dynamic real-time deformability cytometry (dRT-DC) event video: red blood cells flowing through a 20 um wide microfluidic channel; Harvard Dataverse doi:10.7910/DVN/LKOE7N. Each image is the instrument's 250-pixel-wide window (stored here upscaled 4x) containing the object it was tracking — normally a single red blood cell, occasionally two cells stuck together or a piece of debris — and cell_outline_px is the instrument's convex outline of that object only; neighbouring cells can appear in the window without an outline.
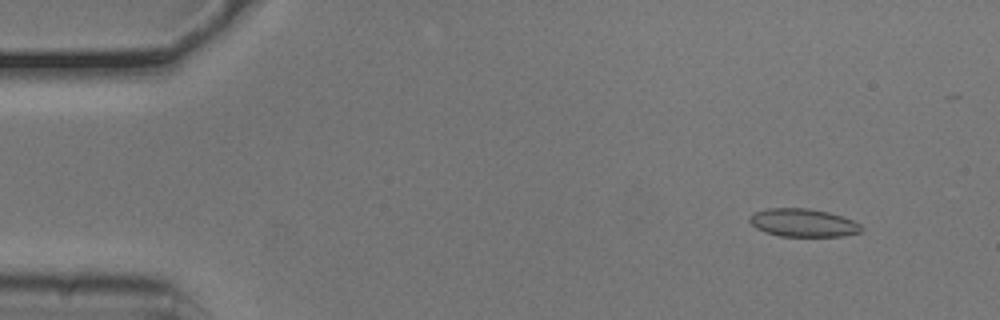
{"species": "common noctule bat (a hibernating species)", "species_latin": "Nyctalus noctula", "temperature_condition": "cold", "stored_images_in_passage": 47, "camera_frame_rate_fps": 3000, "um_per_image_px": 0.085, "animal": {"sex": "male", "body_mass_g": 20.5, "forearm_length_mm": 52.5}, "frame": {"image": 1, "passage_image": 4, "time_ms": 1.0, "image_size_px": [1000, 320], "cell_outline_px": [[864, 228], [860, 232], [840, 236], [780, 236], [764, 232], [756, 228], [748, 220], [748, 216], [756, 212], [768, 208], [808, 208], [828, 212], [844, 216], [860, 224]], "centroid_in_image_um": [68.26, 18.93], "position_along_channel_um": 16.7, "area_um2": 18.32}}
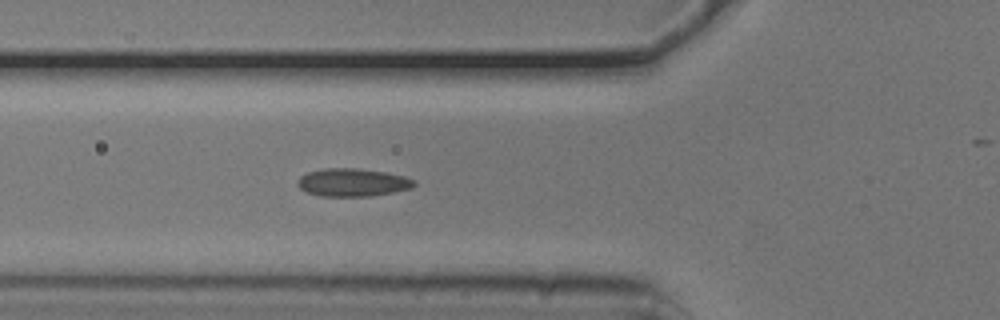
{"frame": {"image": 2, "passage_image": 18, "time_ms": 5.667, "image_size_px": [1000, 320], "cell_outline_px": [[416, 184], [412, 188], [392, 192], [368, 196], [320, 196], [308, 192], [300, 188], [296, 184], [296, 180], [300, 176], [308, 172], [324, 168], [356, 168], [388, 172], [404, 176], [416, 180]], "centroid_in_image_um": [29.97, 15.49], "position_along_channel_um": 95.8, "area_um2": 19.07}}
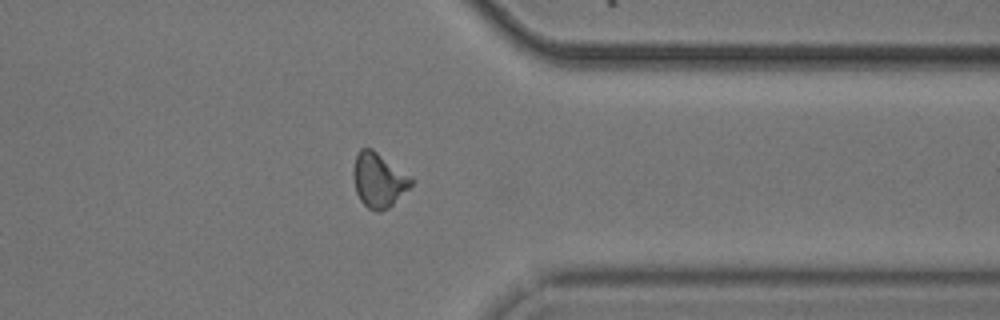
{"frame": {"image": 3, "passage_image": 41, "time_ms": 13.333, "image_size_px": [1000, 320], "cell_outline_px": [[416, 180], [388, 208], [380, 212], [376, 212], [368, 208], [360, 200], [356, 192], [352, 176], [352, 172], [356, 156], [360, 148], [372, 148], [412, 176]], "centroid_in_image_um": [32.18, 15.29], "position_along_channel_um": 379.2, "area_um2": 18.5}, "authors_computed_cell_mechanics": {"area_um2": 18.207, "velocity_mm_per_s": 3.7744, "shape_relaxation_time_tau1_ms": null, "shape_relaxation_time_tau2_ms": 2.5242, "deformation_change_tau1": null, "deformation_change_tau2": 0.0731}}